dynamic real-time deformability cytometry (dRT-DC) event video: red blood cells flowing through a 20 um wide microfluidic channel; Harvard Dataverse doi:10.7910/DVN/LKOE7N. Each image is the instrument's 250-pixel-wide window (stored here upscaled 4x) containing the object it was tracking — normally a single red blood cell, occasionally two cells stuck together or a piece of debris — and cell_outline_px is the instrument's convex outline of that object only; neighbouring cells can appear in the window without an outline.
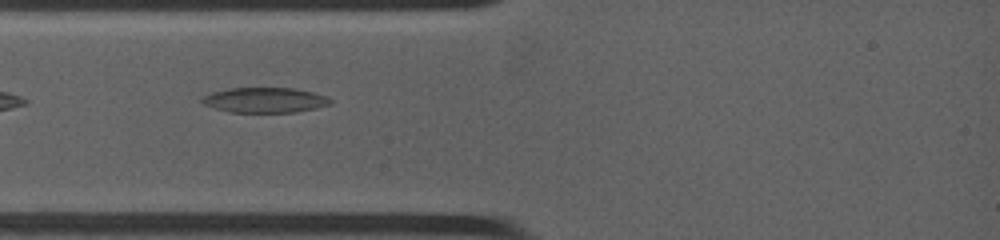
{"species": "common noctule bat (a hibernating species)", "species_latin": "Nyctalus noctula", "temperature_condition": "warm", "stored_images_in_passage": 81, "camera_frame_rate_fps": 4500, "um_per_image_px": 0.085, "animal": {"sex": "female", "body_mass_g": 19.0, "forearm_length_mm": 53.3}, "frame": {"image": 1, "passage_image": 5, "time_ms": 0.444, "image_size_px": [1000, 240], "cell_outline_px": [[332, 104], [316, 108], [296, 112], [228, 112], [204, 104], [200, 100], [200, 96], [212, 92], [232, 88], [292, 88], [312, 92], [328, 96], [332, 100]], "centroid_in_image_um": [22.52, 8.51], "position_along_channel_um": 62.5, "area_um2": 18.84}}
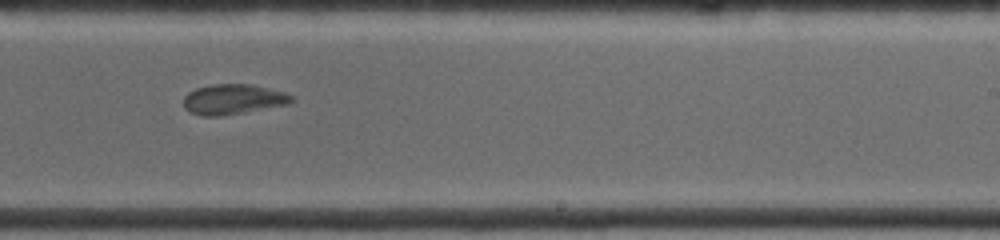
{"frame": {"image": 2, "passage_image": 47, "time_ms": 5.778, "image_size_px": [1000, 240], "cell_outline_px": [[296, 100], [288, 104], [220, 116], [200, 116], [188, 112], [184, 108], [184, 96], [188, 92], [196, 88], [212, 84], [252, 84], [284, 92], [296, 96]], "centroid_in_image_um": [19.81, 8.44], "position_along_channel_um": 269.2, "area_um2": 19.13}}
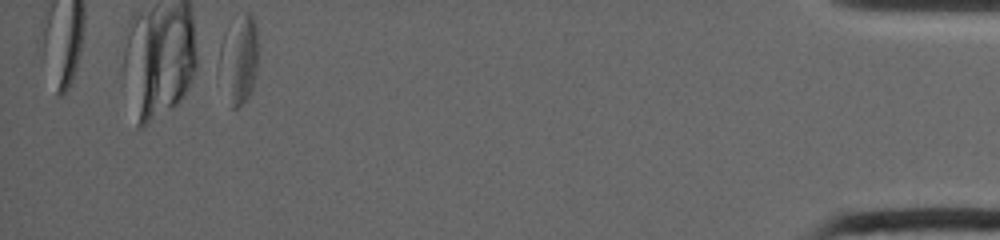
{"frame": {"image": 3, "passage_image": 80, "time_ms": 12.0, "image_size_px": [1000, 240], "cell_outline_px": [[256, 72], [252, 88], [248, 96], [236, 108], [232, 108], [216, 80], [212, 68], [224, 32], [232, 16], [244, 12], [248, 12], [252, 16], [256, 24]], "centroid_in_image_um": [20.15, 5.02], "position_along_channel_um": 415.1, "area_um2": 21.68}}